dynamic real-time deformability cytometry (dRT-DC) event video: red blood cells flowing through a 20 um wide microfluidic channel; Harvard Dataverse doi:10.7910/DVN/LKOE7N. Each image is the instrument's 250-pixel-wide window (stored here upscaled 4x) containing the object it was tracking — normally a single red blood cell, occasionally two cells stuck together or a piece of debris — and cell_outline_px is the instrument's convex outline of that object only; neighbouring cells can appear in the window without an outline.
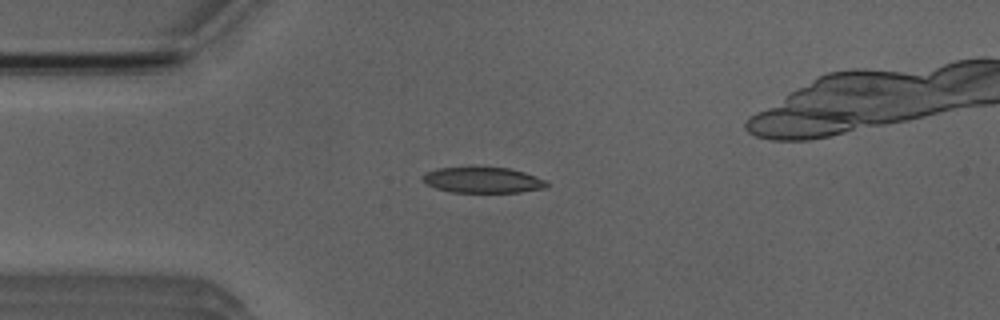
{"species": "Egyptian fruit bat (a non-hibernating species)", "species_latin": "Rousettus aegyptiacus", "temperature_condition": "room temperature", "stored_images_in_passage": 5, "camera_frame_rate_fps": 3000, "um_per_image_px": 0.085, "animal": {"sex": "male"}, "frame": {"image": 1, "passage_image": 5, "time_ms": 5.667, "image_size_px": [1000, 320], "cell_outline_px": [[548, 184], [544, 188], [520, 192], [452, 192], [436, 188], [424, 184], [420, 180], [420, 176], [428, 172], [440, 168], [472, 164], [508, 168], [524, 172], [548, 180]], "centroid_in_image_um": [40.98, 15.26], "position_along_channel_um": 44.0, "area_um2": 19.48}}